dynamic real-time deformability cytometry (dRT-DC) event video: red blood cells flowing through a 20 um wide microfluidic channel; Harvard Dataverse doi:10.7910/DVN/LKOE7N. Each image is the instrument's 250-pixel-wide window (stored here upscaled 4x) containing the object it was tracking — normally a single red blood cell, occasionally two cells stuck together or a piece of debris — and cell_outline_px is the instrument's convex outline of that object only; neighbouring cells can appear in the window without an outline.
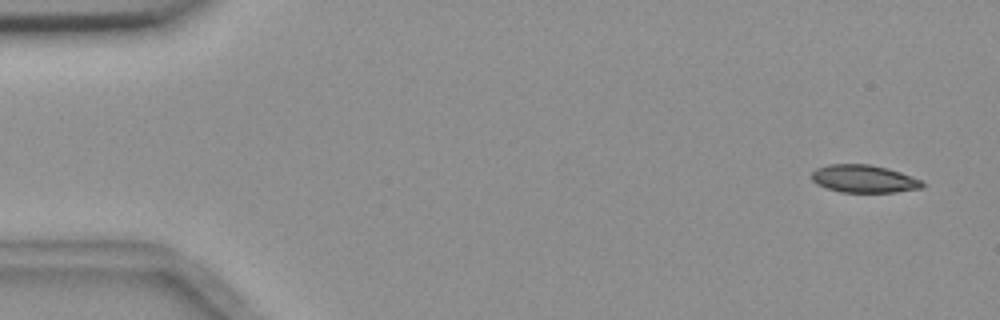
{"species": "common noctule bat (a hibernating species)", "species_latin": "Nyctalus noctula", "temperature_condition": "room temperature", "stored_images_in_passage": 5, "camera_frame_rate_fps": 3000, "um_per_image_px": 0.085, "animal": {"sex": "female", "body_mass_g": 18.4}, "frame": {"image": 1, "passage_image": 1, "time_ms": 0.0, "image_size_px": [1000, 320], "cell_outline_px": [[924, 188], [896, 192], [840, 192], [816, 184], [812, 180], [812, 172], [816, 168], [828, 164], [872, 164], [888, 168], [912, 176], [920, 180], [924, 184]], "centroid_in_image_um": [73.44, 15.19], "position_along_channel_um": 11.6, "area_um2": 17.98}}